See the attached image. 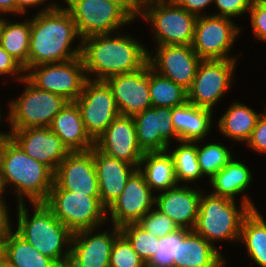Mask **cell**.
<instances>
[{
    "mask_svg": "<svg viewBox=\"0 0 266 267\" xmlns=\"http://www.w3.org/2000/svg\"><path fill=\"white\" fill-rule=\"evenodd\" d=\"M125 31L82 39L81 58L87 79L105 81L117 74L137 71L148 63L149 47L135 38L136 34Z\"/></svg>",
    "mask_w": 266,
    "mask_h": 267,
    "instance_id": "cell-1",
    "label": "cell"
},
{
    "mask_svg": "<svg viewBox=\"0 0 266 267\" xmlns=\"http://www.w3.org/2000/svg\"><path fill=\"white\" fill-rule=\"evenodd\" d=\"M81 41L75 22L63 5L35 13L31 17L28 70L39 64L81 57Z\"/></svg>",
    "mask_w": 266,
    "mask_h": 267,
    "instance_id": "cell-2",
    "label": "cell"
},
{
    "mask_svg": "<svg viewBox=\"0 0 266 267\" xmlns=\"http://www.w3.org/2000/svg\"><path fill=\"white\" fill-rule=\"evenodd\" d=\"M0 173L16 204L44 203L54 184V172L28 156L11 137L0 142Z\"/></svg>",
    "mask_w": 266,
    "mask_h": 267,
    "instance_id": "cell-3",
    "label": "cell"
},
{
    "mask_svg": "<svg viewBox=\"0 0 266 267\" xmlns=\"http://www.w3.org/2000/svg\"><path fill=\"white\" fill-rule=\"evenodd\" d=\"M15 210L14 230L38 252L65 267L70 258L73 233L44 203H20Z\"/></svg>",
    "mask_w": 266,
    "mask_h": 267,
    "instance_id": "cell-4",
    "label": "cell"
},
{
    "mask_svg": "<svg viewBox=\"0 0 266 267\" xmlns=\"http://www.w3.org/2000/svg\"><path fill=\"white\" fill-rule=\"evenodd\" d=\"M251 210L246 203L212 195L205 188L193 230L222 252L219 242L239 243L242 222Z\"/></svg>",
    "mask_w": 266,
    "mask_h": 267,
    "instance_id": "cell-5",
    "label": "cell"
},
{
    "mask_svg": "<svg viewBox=\"0 0 266 267\" xmlns=\"http://www.w3.org/2000/svg\"><path fill=\"white\" fill-rule=\"evenodd\" d=\"M196 19L174 0H141L138 22L151 27L154 46L192 45Z\"/></svg>",
    "mask_w": 266,
    "mask_h": 267,
    "instance_id": "cell-6",
    "label": "cell"
},
{
    "mask_svg": "<svg viewBox=\"0 0 266 267\" xmlns=\"http://www.w3.org/2000/svg\"><path fill=\"white\" fill-rule=\"evenodd\" d=\"M19 83L24 85L21 94L12 96L6 104L9 130L50 127L54 117L69 101L61 95L37 88L27 77Z\"/></svg>",
    "mask_w": 266,
    "mask_h": 267,
    "instance_id": "cell-7",
    "label": "cell"
},
{
    "mask_svg": "<svg viewBox=\"0 0 266 267\" xmlns=\"http://www.w3.org/2000/svg\"><path fill=\"white\" fill-rule=\"evenodd\" d=\"M81 39L124 30L136 21L117 3L108 0H63Z\"/></svg>",
    "mask_w": 266,
    "mask_h": 267,
    "instance_id": "cell-8",
    "label": "cell"
},
{
    "mask_svg": "<svg viewBox=\"0 0 266 267\" xmlns=\"http://www.w3.org/2000/svg\"><path fill=\"white\" fill-rule=\"evenodd\" d=\"M243 30V26L227 17L213 14L197 16L191 46L202 60H240L238 57L243 52L240 50L239 55L232 52Z\"/></svg>",
    "mask_w": 266,
    "mask_h": 267,
    "instance_id": "cell-9",
    "label": "cell"
},
{
    "mask_svg": "<svg viewBox=\"0 0 266 267\" xmlns=\"http://www.w3.org/2000/svg\"><path fill=\"white\" fill-rule=\"evenodd\" d=\"M44 204L72 233L107 224V209L100 196L51 189Z\"/></svg>",
    "mask_w": 266,
    "mask_h": 267,
    "instance_id": "cell-10",
    "label": "cell"
},
{
    "mask_svg": "<svg viewBox=\"0 0 266 267\" xmlns=\"http://www.w3.org/2000/svg\"><path fill=\"white\" fill-rule=\"evenodd\" d=\"M238 63L239 60H201L187 90L188 102L215 112L225 94L233 89Z\"/></svg>",
    "mask_w": 266,
    "mask_h": 267,
    "instance_id": "cell-11",
    "label": "cell"
},
{
    "mask_svg": "<svg viewBox=\"0 0 266 267\" xmlns=\"http://www.w3.org/2000/svg\"><path fill=\"white\" fill-rule=\"evenodd\" d=\"M26 77L37 88L61 95L67 101H75L79 97L87 80L81 57L35 65L26 72Z\"/></svg>",
    "mask_w": 266,
    "mask_h": 267,
    "instance_id": "cell-12",
    "label": "cell"
},
{
    "mask_svg": "<svg viewBox=\"0 0 266 267\" xmlns=\"http://www.w3.org/2000/svg\"><path fill=\"white\" fill-rule=\"evenodd\" d=\"M88 135L96 141L120 115L113 92L106 81L87 79L75 100Z\"/></svg>",
    "mask_w": 266,
    "mask_h": 267,
    "instance_id": "cell-13",
    "label": "cell"
},
{
    "mask_svg": "<svg viewBox=\"0 0 266 267\" xmlns=\"http://www.w3.org/2000/svg\"><path fill=\"white\" fill-rule=\"evenodd\" d=\"M120 234L119 227L108 223L74 232L69 262L65 267H109L111 250Z\"/></svg>",
    "mask_w": 266,
    "mask_h": 267,
    "instance_id": "cell-14",
    "label": "cell"
},
{
    "mask_svg": "<svg viewBox=\"0 0 266 267\" xmlns=\"http://www.w3.org/2000/svg\"><path fill=\"white\" fill-rule=\"evenodd\" d=\"M156 193L137 169L128 179L121 195L107 209V223L121 228L138 223L150 210L155 208Z\"/></svg>",
    "mask_w": 266,
    "mask_h": 267,
    "instance_id": "cell-15",
    "label": "cell"
},
{
    "mask_svg": "<svg viewBox=\"0 0 266 267\" xmlns=\"http://www.w3.org/2000/svg\"><path fill=\"white\" fill-rule=\"evenodd\" d=\"M153 47L148 50V62L151 68L159 75L188 90L202 60L192 46L176 44Z\"/></svg>",
    "mask_w": 266,
    "mask_h": 267,
    "instance_id": "cell-16",
    "label": "cell"
},
{
    "mask_svg": "<svg viewBox=\"0 0 266 267\" xmlns=\"http://www.w3.org/2000/svg\"><path fill=\"white\" fill-rule=\"evenodd\" d=\"M51 189H63L86 196H100L93 148L70 152L54 172Z\"/></svg>",
    "mask_w": 266,
    "mask_h": 267,
    "instance_id": "cell-17",
    "label": "cell"
},
{
    "mask_svg": "<svg viewBox=\"0 0 266 267\" xmlns=\"http://www.w3.org/2000/svg\"><path fill=\"white\" fill-rule=\"evenodd\" d=\"M105 81L113 92L120 115L134 116L152 108L149 90V62L137 71L117 74Z\"/></svg>",
    "mask_w": 266,
    "mask_h": 267,
    "instance_id": "cell-18",
    "label": "cell"
},
{
    "mask_svg": "<svg viewBox=\"0 0 266 267\" xmlns=\"http://www.w3.org/2000/svg\"><path fill=\"white\" fill-rule=\"evenodd\" d=\"M102 153L117 158L135 168L139 167L145 153L138 144L133 116L119 115L95 141Z\"/></svg>",
    "mask_w": 266,
    "mask_h": 267,
    "instance_id": "cell-19",
    "label": "cell"
},
{
    "mask_svg": "<svg viewBox=\"0 0 266 267\" xmlns=\"http://www.w3.org/2000/svg\"><path fill=\"white\" fill-rule=\"evenodd\" d=\"M171 110L152 107L133 116L138 144L144 152L166 151L169 145L179 141Z\"/></svg>",
    "mask_w": 266,
    "mask_h": 267,
    "instance_id": "cell-20",
    "label": "cell"
},
{
    "mask_svg": "<svg viewBox=\"0 0 266 267\" xmlns=\"http://www.w3.org/2000/svg\"><path fill=\"white\" fill-rule=\"evenodd\" d=\"M10 137L31 158L48 166L53 172L70 151L50 127L10 130Z\"/></svg>",
    "mask_w": 266,
    "mask_h": 267,
    "instance_id": "cell-21",
    "label": "cell"
},
{
    "mask_svg": "<svg viewBox=\"0 0 266 267\" xmlns=\"http://www.w3.org/2000/svg\"><path fill=\"white\" fill-rule=\"evenodd\" d=\"M178 185L156 194L155 208L168 216L179 228L193 230L198 217L199 202L204 188Z\"/></svg>",
    "mask_w": 266,
    "mask_h": 267,
    "instance_id": "cell-22",
    "label": "cell"
},
{
    "mask_svg": "<svg viewBox=\"0 0 266 267\" xmlns=\"http://www.w3.org/2000/svg\"><path fill=\"white\" fill-rule=\"evenodd\" d=\"M238 158L237 155L234 156L225 167L211 177L208 180V186L206 185L210 189L206 190L212 195L246 203L252 210L258 209L255 200L248 193L250 186L253 185L252 180H255L253 171L247 165L248 163H245V160L242 161Z\"/></svg>",
    "mask_w": 266,
    "mask_h": 267,
    "instance_id": "cell-23",
    "label": "cell"
},
{
    "mask_svg": "<svg viewBox=\"0 0 266 267\" xmlns=\"http://www.w3.org/2000/svg\"><path fill=\"white\" fill-rule=\"evenodd\" d=\"M93 159L100 201L108 209L121 195L128 179L138 168L102 153L95 146L93 147Z\"/></svg>",
    "mask_w": 266,
    "mask_h": 267,
    "instance_id": "cell-24",
    "label": "cell"
},
{
    "mask_svg": "<svg viewBox=\"0 0 266 267\" xmlns=\"http://www.w3.org/2000/svg\"><path fill=\"white\" fill-rule=\"evenodd\" d=\"M209 241L190 230L178 241L177 258L173 267H228L227 256Z\"/></svg>",
    "mask_w": 266,
    "mask_h": 267,
    "instance_id": "cell-25",
    "label": "cell"
},
{
    "mask_svg": "<svg viewBox=\"0 0 266 267\" xmlns=\"http://www.w3.org/2000/svg\"><path fill=\"white\" fill-rule=\"evenodd\" d=\"M233 102L227 107L225 112L216 119L215 128L217 136L225 137L233 141L234 144H246L251 137L252 131L255 128L256 122L262 111L256 112L249 104L242 103L240 100L233 98ZM218 129V130H217Z\"/></svg>",
    "mask_w": 266,
    "mask_h": 267,
    "instance_id": "cell-26",
    "label": "cell"
},
{
    "mask_svg": "<svg viewBox=\"0 0 266 267\" xmlns=\"http://www.w3.org/2000/svg\"><path fill=\"white\" fill-rule=\"evenodd\" d=\"M50 129L70 152L88 151L95 141L88 135L79 107L75 101H69L54 117Z\"/></svg>",
    "mask_w": 266,
    "mask_h": 267,
    "instance_id": "cell-27",
    "label": "cell"
},
{
    "mask_svg": "<svg viewBox=\"0 0 266 267\" xmlns=\"http://www.w3.org/2000/svg\"><path fill=\"white\" fill-rule=\"evenodd\" d=\"M213 110L201 108L186 102L184 105L171 110L172 121L179 141H198L210 138L214 130ZM209 134V135H208Z\"/></svg>",
    "mask_w": 266,
    "mask_h": 267,
    "instance_id": "cell-28",
    "label": "cell"
},
{
    "mask_svg": "<svg viewBox=\"0 0 266 267\" xmlns=\"http://www.w3.org/2000/svg\"><path fill=\"white\" fill-rule=\"evenodd\" d=\"M138 170L156 194L179 185L175 177L173 159L167 150L145 152Z\"/></svg>",
    "mask_w": 266,
    "mask_h": 267,
    "instance_id": "cell-29",
    "label": "cell"
},
{
    "mask_svg": "<svg viewBox=\"0 0 266 267\" xmlns=\"http://www.w3.org/2000/svg\"><path fill=\"white\" fill-rule=\"evenodd\" d=\"M259 211L251 210L244 218L238 245L244 246L245 255L257 267H266V219Z\"/></svg>",
    "mask_w": 266,
    "mask_h": 267,
    "instance_id": "cell-30",
    "label": "cell"
},
{
    "mask_svg": "<svg viewBox=\"0 0 266 267\" xmlns=\"http://www.w3.org/2000/svg\"><path fill=\"white\" fill-rule=\"evenodd\" d=\"M0 256L8 267H60L54 260L38 252L15 230L0 247Z\"/></svg>",
    "mask_w": 266,
    "mask_h": 267,
    "instance_id": "cell-31",
    "label": "cell"
},
{
    "mask_svg": "<svg viewBox=\"0 0 266 267\" xmlns=\"http://www.w3.org/2000/svg\"><path fill=\"white\" fill-rule=\"evenodd\" d=\"M167 151L173 159L175 177L179 185L200 186L197 182L207 180L198 164L197 141H178L169 145Z\"/></svg>",
    "mask_w": 266,
    "mask_h": 267,
    "instance_id": "cell-32",
    "label": "cell"
},
{
    "mask_svg": "<svg viewBox=\"0 0 266 267\" xmlns=\"http://www.w3.org/2000/svg\"><path fill=\"white\" fill-rule=\"evenodd\" d=\"M21 21L8 18L3 27L1 46L28 71V55L31 35V15ZM13 19V20H12ZM15 19V20H14ZM23 20V21H22Z\"/></svg>",
    "mask_w": 266,
    "mask_h": 267,
    "instance_id": "cell-33",
    "label": "cell"
},
{
    "mask_svg": "<svg viewBox=\"0 0 266 267\" xmlns=\"http://www.w3.org/2000/svg\"><path fill=\"white\" fill-rule=\"evenodd\" d=\"M208 138L197 141V159L202 175L208 180L225 167L236 155L228 145L216 142L217 139L208 142Z\"/></svg>",
    "mask_w": 266,
    "mask_h": 267,
    "instance_id": "cell-34",
    "label": "cell"
},
{
    "mask_svg": "<svg viewBox=\"0 0 266 267\" xmlns=\"http://www.w3.org/2000/svg\"><path fill=\"white\" fill-rule=\"evenodd\" d=\"M149 90L152 107L174 108L184 105L187 90L172 80L159 75L149 64Z\"/></svg>",
    "mask_w": 266,
    "mask_h": 267,
    "instance_id": "cell-35",
    "label": "cell"
},
{
    "mask_svg": "<svg viewBox=\"0 0 266 267\" xmlns=\"http://www.w3.org/2000/svg\"><path fill=\"white\" fill-rule=\"evenodd\" d=\"M120 233L146 264L152 259L158 248L159 237L147 232L138 223L122 226Z\"/></svg>",
    "mask_w": 266,
    "mask_h": 267,
    "instance_id": "cell-36",
    "label": "cell"
},
{
    "mask_svg": "<svg viewBox=\"0 0 266 267\" xmlns=\"http://www.w3.org/2000/svg\"><path fill=\"white\" fill-rule=\"evenodd\" d=\"M189 231L185 228H179L175 232L159 238L156 253L146 264V267H173V260L177 258L178 241H182Z\"/></svg>",
    "mask_w": 266,
    "mask_h": 267,
    "instance_id": "cell-37",
    "label": "cell"
},
{
    "mask_svg": "<svg viewBox=\"0 0 266 267\" xmlns=\"http://www.w3.org/2000/svg\"><path fill=\"white\" fill-rule=\"evenodd\" d=\"M109 267H146V263L133 250L129 241L120 234L113 244Z\"/></svg>",
    "mask_w": 266,
    "mask_h": 267,
    "instance_id": "cell-38",
    "label": "cell"
},
{
    "mask_svg": "<svg viewBox=\"0 0 266 267\" xmlns=\"http://www.w3.org/2000/svg\"><path fill=\"white\" fill-rule=\"evenodd\" d=\"M138 224L147 232L159 238L165 237L179 229L172 219L156 208L145 214Z\"/></svg>",
    "mask_w": 266,
    "mask_h": 267,
    "instance_id": "cell-39",
    "label": "cell"
},
{
    "mask_svg": "<svg viewBox=\"0 0 266 267\" xmlns=\"http://www.w3.org/2000/svg\"><path fill=\"white\" fill-rule=\"evenodd\" d=\"M253 0H213L212 8L214 11L210 14L227 17L230 19H237L238 17L248 14Z\"/></svg>",
    "mask_w": 266,
    "mask_h": 267,
    "instance_id": "cell-40",
    "label": "cell"
},
{
    "mask_svg": "<svg viewBox=\"0 0 266 267\" xmlns=\"http://www.w3.org/2000/svg\"><path fill=\"white\" fill-rule=\"evenodd\" d=\"M247 16L255 40L266 43V4L262 0H253Z\"/></svg>",
    "mask_w": 266,
    "mask_h": 267,
    "instance_id": "cell-41",
    "label": "cell"
},
{
    "mask_svg": "<svg viewBox=\"0 0 266 267\" xmlns=\"http://www.w3.org/2000/svg\"><path fill=\"white\" fill-rule=\"evenodd\" d=\"M264 111L259 116L255 128L252 131L251 137L246 142L245 146L252 152L254 151L261 156L266 155V105Z\"/></svg>",
    "mask_w": 266,
    "mask_h": 267,
    "instance_id": "cell-42",
    "label": "cell"
},
{
    "mask_svg": "<svg viewBox=\"0 0 266 267\" xmlns=\"http://www.w3.org/2000/svg\"><path fill=\"white\" fill-rule=\"evenodd\" d=\"M0 77L11 79L13 82L19 84V82L26 77L24 68L8 54L3 47L0 45Z\"/></svg>",
    "mask_w": 266,
    "mask_h": 267,
    "instance_id": "cell-43",
    "label": "cell"
},
{
    "mask_svg": "<svg viewBox=\"0 0 266 267\" xmlns=\"http://www.w3.org/2000/svg\"><path fill=\"white\" fill-rule=\"evenodd\" d=\"M55 1L54 0H16L17 17H20V16L25 17V15L28 16L29 15L28 11L30 10V8H32V10H36V8L38 7L36 10V13H38V12L45 11V10H54L62 6L61 4L63 3H59V2L60 1L63 2V0H59V1L55 0Z\"/></svg>",
    "mask_w": 266,
    "mask_h": 267,
    "instance_id": "cell-44",
    "label": "cell"
},
{
    "mask_svg": "<svg viewBox=\"0 0 266 267\" xmlns=\"http://www.w3.org/2000/svg\"><path fill=\"white\" fill-rule=\"evenodd\" d=\"M10 208V204L8 205L7 202L0 203V247L14 230V222L16 220ZM11 215H13V218Z\"/></svg>",
    "mask_w": 266,
    "mask_h": 267,
    "instance_id": "cell-45",
    "label": "cell"
},
{
    "mask_svg": "<svg viewBox=\"0 0 266 267\" xmlns=\"http://www.w3.org/2000/svg\"><path fill=\"white\" fill-rule=\"evenodd\" d=\"M179 6L196 16L209 15L210 6H213V0H174ZM208 9V10H206Z\"/></svg>",
    "mask_w": 266,
    "mask_h": 267,
    "instance_id": "cell-46",
    "label": "cell"
},
{
    "mask_svg": "<svg viewBox=\"0 0 266 267\" xmlns=\"http://www.w3.org/2000/svg\"><path fill=\"white\" fill-rule=\"evenodd\" d=\"M119 4L135 21L140 16L141 0H108Z\"/></svg>",
    "mask_w": 266,
    "mask_h": 267,
    "instance_id": "cell-47",
    "label": "cell"
},
{
    "mask_svg": "<svg viewBox=\"0 0 266 267\" xmlns=\"http://www.w3.org/2000/svg\"><path fill=\"white\" fill-rule=\"evenodd\" d=\"M0 14L8 15L9 17L17 16L16 0H0Z\"/></svg>",
    "mask_w": 266,
    "mask_h": 267,
    "instance_id": "cell-48",
    "label": "cell"
},
{
    "mask_svg": "<svg viewBox=\"0 0 266 267\" xmlns=\"http://www.w3.org/2000/svg\"><path fill=\"white\" fill-rule=\"evenodd\" d=\"M2 109L3 107L1 106V103H0V142H3L4 140L10 138V133H11L10 130L8 129L7 131L1 130V126H4V123H6V125H9V111L6 110L7 113H5Z\"/></svg>",
    "mask_w": 266,
    "mask_h": 267,
    "instance_id": "cell-49",
    "label": "cell"
},
{
    "mask_svg": "<svg viewBox=\"0 0 266 267\" xmlns=\"http://www.w3.org/2000/svg\"><path fill=\"white\" fill-rule=\"evenodd\" d=\"M6 189H5V186H4V183H3V180H2V175L0 173V203L1 202H9V198H7V195H10L9 193H6Z\"/></svg>",
    "mask_w": 266,
    "mask_h": 267,
    "instance_id": "cell-50",
    "label": "cell"
},
{
    "mask_svg": "<svg viewBox=\"0 0 266 267\" xmlns=\"http://www.w3.org/2000/svg\"><path fill=\"white\" fill-rule=\"evenodd\" d=\"M8 18H10L8 15L0 14V45L2 41L3 27Z\"/></svg>",
    "mask_w": 266,
    "mask_h": 267,
    "instance_id": "cell-51",
    "label": "cell"
},
{
    "mask_svg": "<svg viewBox=\"0 0 266 267\" xmlns=\"http://www.w3.org/2000/svg\"><path fill=\"white\" fill-rule=\"evenodd\" d=\"M0 267H6V261L0 256Z\"/></svg>",
    "mask_w": 266,
    "mask_h": 267,
    "instance_id": "cell-52",
    "label": "cell"
}]
</instances>
